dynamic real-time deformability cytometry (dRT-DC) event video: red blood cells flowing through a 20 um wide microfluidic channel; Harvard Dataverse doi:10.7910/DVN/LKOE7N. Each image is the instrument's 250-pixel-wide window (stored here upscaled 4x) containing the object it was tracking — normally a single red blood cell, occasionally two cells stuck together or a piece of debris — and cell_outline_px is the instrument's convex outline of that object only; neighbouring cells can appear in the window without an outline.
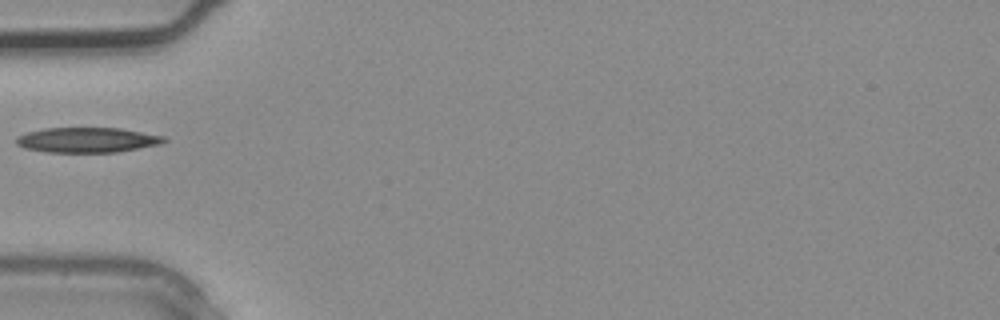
{"species": "common noctule bat (a hibernating species)", "species_latin": "Nyctalus noctula", "temperature_condition": "warm", "stored_images_in_passage": 2, "camera_frame_rate_fps": 3000, "um_per_image_px": 0.085, "animal": {"sex": "male", "body_mass_g": 20.4}, "frame": {"image": 1, "passage_image": 2, "time_ms": 0.333, "image_size_px": [1000, 320], "cell_outline_px": [[168, 140], [160, 144], [116, 152], [44, 152], [24, 148], [16, 144], [16, 136], [28, 132], [44, 128], [120, 128], [164, 136]], "centroid_in_image_um": [7.38, 11.9], "position_along_channel_um": 77.6, "area_um2": 21.56}}